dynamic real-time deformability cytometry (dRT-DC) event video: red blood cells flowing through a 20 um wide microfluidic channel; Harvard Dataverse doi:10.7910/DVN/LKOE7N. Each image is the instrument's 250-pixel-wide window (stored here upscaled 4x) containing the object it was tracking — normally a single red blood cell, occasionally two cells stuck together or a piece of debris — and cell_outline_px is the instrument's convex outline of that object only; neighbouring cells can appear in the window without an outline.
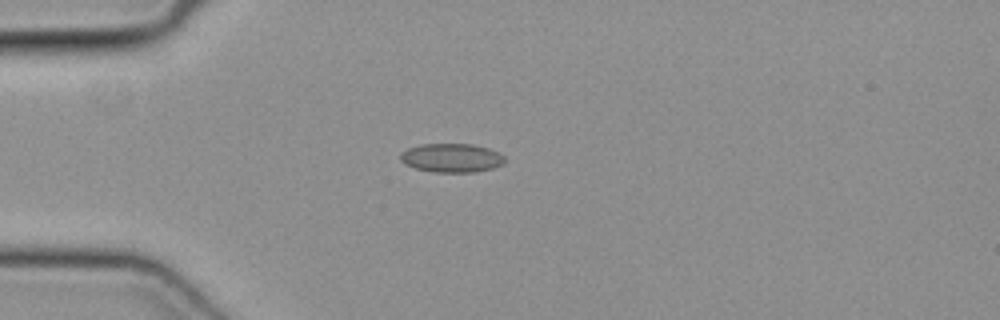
{"species": "common noctule bat (a hibernating species)", "species_latin": "Nyctalus noctula", "temperature_condition": "cold", "stored_images_in_passage": 19, "camera_frame_rate_fps": 3000, "um_per_image_px": 0.085, "animal": {"sex": "female", "body_mass_g": 19.3, "forearm_length_mm": 54.1}, "frame": {"image": 1, "passage_image": 13, "time_ms": 4.0, "image_size_px": [1000, 320], "cell_outline_px": [[504, 164], [492, 168], [476, 172], [432, 172], [416, 168], [404, 164], [400, 160], [400, 156], [408, 148], [420, 144], [472, 144], [488, 148], [504, 156]], "centroid_in_image_um": [38.38, 13.42], "position_along_channel_um": 46.6, "area_um2": 17.46}}
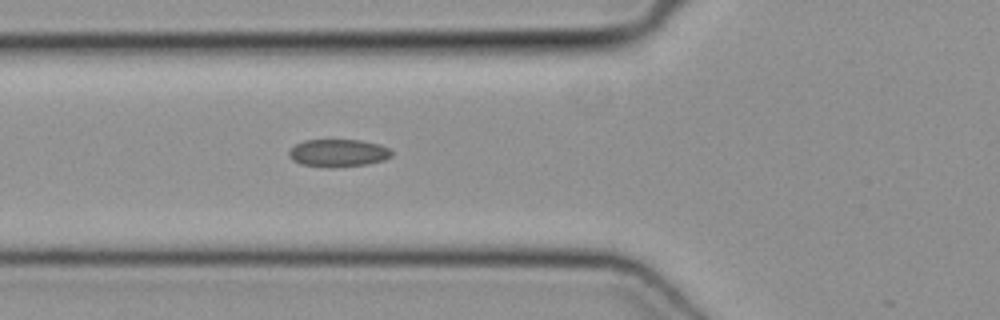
{"frame": {"image": 2, "passage_image": 18, "time_ms": 5.667, "image_size_px": [1000, 320], "cell_outline_px": [[392, 156], [384, 160], [368, 164], [332, 168], [328, 168], [300, 164], [292, 160], [288, 156], [288, 152], [296, 144], [304, 140], [360, 140], [380, 144], [388, 148], [392, 152]], "centroid_in_image_um": [28.74, 13.01], "position_along_channel_um": 97.1, "area_um2": 16.7}}